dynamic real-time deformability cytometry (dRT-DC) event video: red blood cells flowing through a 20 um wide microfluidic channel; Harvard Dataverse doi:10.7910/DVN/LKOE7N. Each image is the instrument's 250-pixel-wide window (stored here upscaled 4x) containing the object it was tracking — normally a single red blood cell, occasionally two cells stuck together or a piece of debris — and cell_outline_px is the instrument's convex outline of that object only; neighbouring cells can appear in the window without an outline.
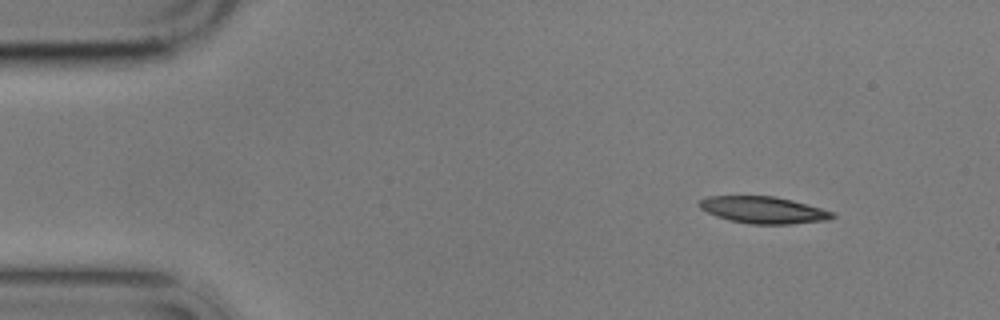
{"species": "common noctule bat (a hibernating species)", "species_latin": "Nyctalus noctula", "temperature_condition": "cold", "stored_images_in_passage": 4, "camera_frame_rate_fps": 3000, "um_per_image_px": 0.085, "animal": {"sex": "male", "body_mass_g": 17.9}, "frame": {"image": 1, "passage_image": 1, "time_ms": 0.0, "image_size_px": [1000, 320], "cell_outline_px": [[836, 216], [828, 220], [788, 224], [752, 224], [728, 220], [716, 216], [700, 208], [696, 204], [700, 200], [708, 196], [776, 196], [792, 200], [836, 212]], "centroid_in_image_um": [64.9, 17.84], "position_along_channel_um": 20.1, "area_um2": 20.92}}
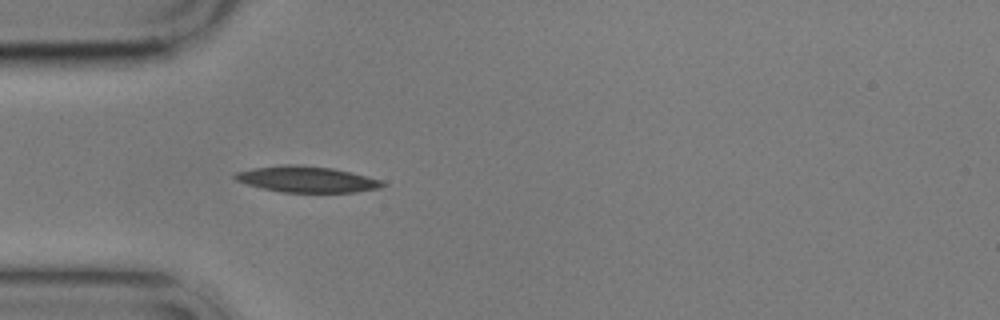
{"frame": {"image": 2, "passage_image": 4, "time_ms": 3.333, "image_size_px": [1000, 320], "cell_outline_px": [[388, 184], [380, 188], [356, 192], [280, 192], [248, 184], [236, 180], [232, 176], [236, 172], [252, 168], [284, 164], [300, 164], [332, 168], [352, 172], [380, 180]], "centroid_in_image_um": [26.08, 15.23], "position_along_channel_um": 58.9, "area_um2": 22.43}}